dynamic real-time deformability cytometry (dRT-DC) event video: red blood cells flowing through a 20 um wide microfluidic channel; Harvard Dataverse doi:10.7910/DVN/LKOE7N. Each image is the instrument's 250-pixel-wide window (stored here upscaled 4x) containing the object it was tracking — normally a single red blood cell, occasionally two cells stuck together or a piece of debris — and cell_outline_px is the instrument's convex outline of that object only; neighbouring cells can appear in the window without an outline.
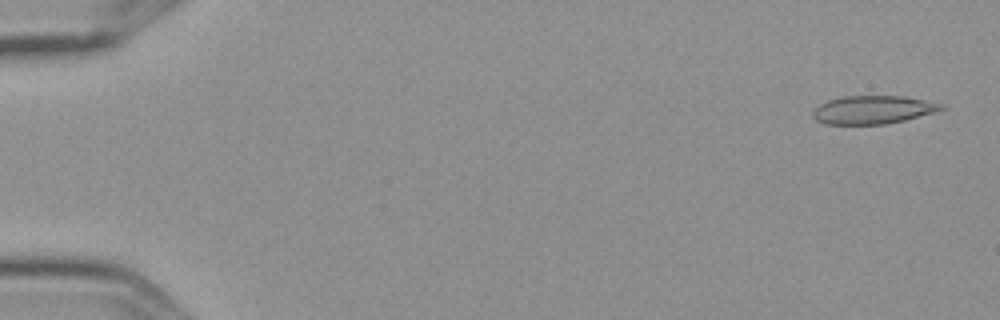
{"species": "Egyptian fruit bat (a non-hibernating species)", "species_latin": "Rousettus aegyptiacus", "temperature_condition": "cold", "stored_images_in_passage": 5, "camera_frame_rate_fps": 3000, "um_per_image_px": 0.085, "frame": {"image": 1, "passage_image": 1, "time_ms": 0.0, "image_size_px": [1000, 320], "cell_outline_px": [[948, 108], [904, 120], [884, 124], [824, 124], [816, 120], [812, 116], [812, 112], [820, 104], [828, 100], [844, 96], [904, 96], [944, 104]], "centroid_in_image_um": [74.2, 9.33], "position_along_channel_um": 10.8, "area_um2": 21.04}}
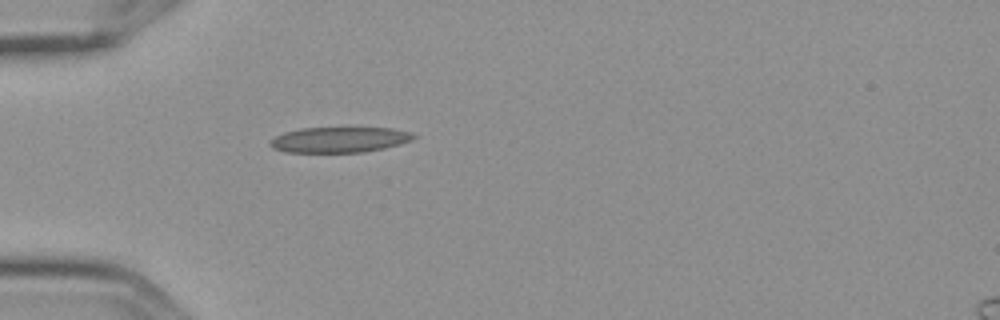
{"frame": {"image": 2, "passage_image": 5, "time_ms": 1.333, "image_size_px": [1000, 320], "cell_outline_px": [[416, 136], [412, 140], [400, 144], [384, 148], [364, 152], [284, 152], [272, 148], [268, 144], [276, 136], [284, 132], [300, 128], [392, 128], [412, 132]], "centroid_in_image_um": [28.85, 11.87], "position_along_channel_um": 56.1, "area_um2": 21.33}}